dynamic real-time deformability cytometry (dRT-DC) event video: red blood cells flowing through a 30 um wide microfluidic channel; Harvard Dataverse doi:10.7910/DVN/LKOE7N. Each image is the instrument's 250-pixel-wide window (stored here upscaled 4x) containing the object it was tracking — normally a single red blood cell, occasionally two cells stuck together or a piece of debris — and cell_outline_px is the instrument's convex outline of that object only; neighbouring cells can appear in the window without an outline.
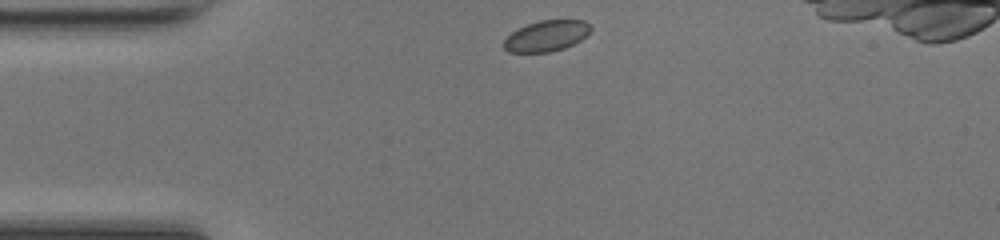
{"species": "common noctule bat (a hibernating species)", "species_latin": "Nyctalus noctula", "temperature_condition": "room temperature", "stored_images_in_passage": 36, "camera_frame_rate_fps": 3000, "um_per_image_px": 0.085, "animal": {"sex": "female", "body_mass_g": 17.0, "forearm_length_mm": 48.0}, "frame": {"image": 1, "passage_image": 1, "time_ms": 0.0, "image_size_px": [1000, 240], "cell_outline_px": [[592, 28], [580, 40], [564, 48], [548, 52], [508, 52], [504, 48], [504, 40], [512, 32], [528, 24], [540, 20], [584, 20]], "centroid_in_image_um": [46.44, 3.05], "position_along_channel_um": 38.6, "area_um2": 15.32}}
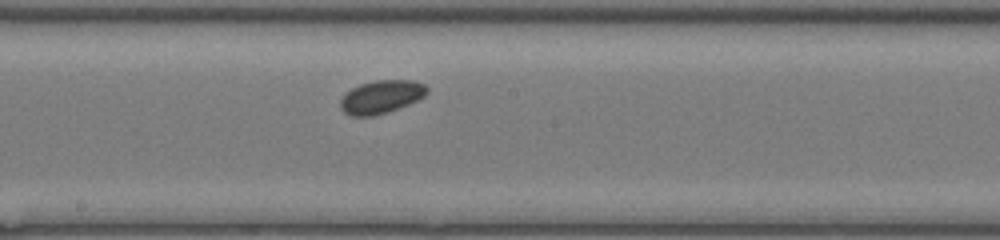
{"frame": {"image": 2, "passage_image": 16, "time_ms": 5.0, "image_size_px": [1000, 240], "cell_outline_px": [[428, 92], [424, 96], [408, 104], [388, 112], [372, 116], [352, 116], [344, 112], [340, 108], [340, 100], [344, 92], [360, 84], [376, 80], [412, 80], [424, 84], [428, 88]], "centroid_in_image_um": [32.38, 8.23], "position_along_channel_um": 215.8, "area_um2": 16.76}}
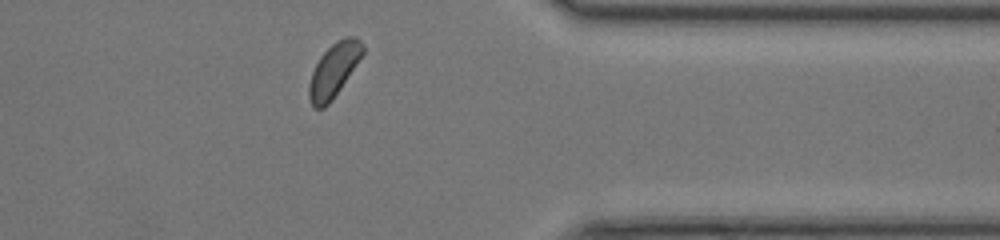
{"frame": {"image": 3, "passage_image": 29, "time_ms": 9.333, "image_size_px": [1000, 240], "cell_outline_px": [[364, 52], [332, 100], [324, 108], [312, 108], [308, 96], [308, 84], [312, 72], [320, 56], [336, 40], [348, 36], [356, 36], [364, 44]], "centroid_in_image_um": [28.35, 5.96], "position_along_channel_um": 383.0, "area_um2": 16.7}, "authors_computed_cell_mechanics": {"area_um2": 16.2707, "velocity_mm_per_s": 4.1793, "shape_relaxation_time_tau1_ms": null, "shape_relaxation_time_tau2_ms": 3.0097, "deformation_change_tau1": null, "deformation_change_tau2": 0.0369}}